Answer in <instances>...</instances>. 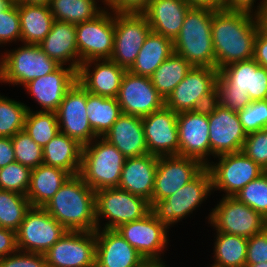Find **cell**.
Masks as SVG:
<instances>
[{
	"label": "cell",
	"instance_id": "cell-15",
	"mask_svg": "<svg viewBox=\"0 0 267 267\" xmlns=\"http://www.w3.org/2000/svg\"><path fill=\"white\" fill-rule=\"evenodd\" d=\"M210 155L214 157L242 150L247 137L237 112L215 101L208 107Z\"/></svg>",
	"mask_w": 267,
	"mask_h": 267
},
{
	"label": "cell",
	"instance_id": "cell-48",
	"mask_svg": "<svg viewBox=\"0 0 267 267\" xmlns=\"http://www.w3.org/2000/svg\"><path fill=\"white\" fill-rule=\"evenodd\" d=\"M260 262H267V227L248 239L245 265H255Z\"/></svg>",
	"mask_w": 267,
	"mask_h": 267
},
{
	"label": "cell",
	"instance_id": "cell-54",
	"mask_svg": "<svg viewBox=\"0 0 267 267\" xmlns=\"http://www.w3.org/2000/svg\"><path fill=\"white\" fill-rule=\"evenodd\" d=\"M13 162H15V154L12 139L0 137V168Z\"/></svg>",
	"mask_w": 267,
	"mask_h": 267
},
{
	"label": "cell",
	"instance_id": "cell-3",
	"mask_svg": "<svg viewBox=\"0 0 267 267\" xmlns=\"http://www.w3.org/2000/svg\"><path fill=\"white\" fill-rule=\"evenodd\" d=\"M213 12L209 8L191 7L173 41L174 52L184 57L193 67L215 68Z\"/></svg>",
	"mask_w": 267,
	"mask_h": 267
},
{
	"label": "cell",
	"instance_id": "cell-35",
	"mask_svg": "<svg viewBox=\"0 0 267 267\" xmlns=\"http://www.w3.org/2000/svg\"><path fill=\"white\" fill-rule=\"evenodd\" d=\"M214 239V263L210 267H245L247 238L216 231Z\"/></svg>",
	"mask_w": 267,
	"mask_h": 267
},
{
	"label": "cell",
	"instance_id": "cell-56",
	"mask_svg": "<svg viewBox=\"0 0 267 267\" xmlns=\"http://www.w3.org/2000/svg\"><path fill=\"white\" fill-rule=\"evenodd\" d=\"M19 3L48 5L50 0H19Z\"/></svg>",
	"mask_w": 267,
	"mask_h": 267
},
{
	"label": "cell",
	"instance_id": "cell-21",
	"mask_svg": "<svg viewBox=\"0 0 267 267\" xmlns=\"http://www.w3.org/2000/svg\"><path fill=\"white\" fill-rule=\"evenodd\" d=\"M116 99L122 113L141 118L165 106V100L153 86L150 77L137 76L129 71L123 76Z\"/></svg>",
	"mask_w": 267,
	"mask_h": 267
},
{
	"label": "cell",
	"instance_id": "cell-14",
	"mask_svg": "<svg viewBox=\"0 0 267 267\" xmlns=\"http://www.w3.org/2000/svg\"><path fill=\"white\" fill-rule=\"evenodd\" d=\"M106 9L93 20L75 24L80 65L90 60L110 59L112 56L114 12Z\"/></svg>",
	"mask_w": 267,
	"mask_h": 267
},
{
	"label": "cell",
	"instance_id": "cell-12",
	"mask_svg": "<svg viewBox=\"0 0 267 267\" xmlns=\"http://www.w3.org/2000/svg\"><path fill=\"white\" fill-rule=\"evenodd\" d=\"M68 230L43 207H31L16 231L17 248L46 253Z\"/></svg>",
	"mask_w": 267,
	"mask_h": 267
},
{
	"label": "cell",
	"instance_id": "cell-52",
	"mask_svg": "<svg viewBox=\"0 0 267 267\" xmlns=\"http://www.w3.org/2000/svg\"><path fill=\"white\" fill-rule=\"evenodd\" d=\"M17 250L16 231L0 227V258L9 256Z\"/></svg>",
	"mask_w": 267,
	"mask_h": 267
},
{
	"label": "cell",
	"instance_id": "cell-33",
	"mask_svg": "<svg viewBox=\"0 0 267 267\" xmlns=\"http://www.w3.org/2000/svg\"><path fill=\"white\" fill-rule=\"evenodd\" d=\"M173 52L172 40L151 31L128 71L137 76L150 77Z\"/></svg>",
	"mask_w": 267,
	"mask_h": 267
},
{
	"label": "cell",
	"instance_id": "cell-46",
	"mask_svg": "<svg viewBox=\"0 0 267 267\" xmlns=\"http://www.w3.org/2000/svg\"><path fill=\"white\" fill-rule=\"evenodd\" d=\"M241 151L267 171V129L247 134Z\"/></svg>",
	"mask_w": 267,
	"mask_h": 267
},
{
	"label": "cell",
	"instance_id": "cell-45",
	"mask_svg": "<svg viewBox=\"0 0 267 267\" xmlns=\"http://www.w3.org/2000/svg\"><path fill=\"white\" fill-rule=\"evenodd\" d=\"M21 41L18 3H11L0 13V46Z\"/></svg>",
	"mask_w": 267,
	"mask_h": 267
},
{
	"label": "cell",
	"instance_id": "cell-37",
	"mask_svg": "<svg viewBox=\"0 0 267 267\" xmlns=\"http://www.w3.org/2000/svg\"><path fill=\"white\" fill-rule=\"evenodd\" d=\"M97 0H50L49 8L55 20L77 24L90 21L101 14L105 7Z\"/></svg>",
	"mask_w": 267,
	"mask_h": 267
},
{
	"label": "cell",
	"instance_id": "cell-11",
	"mask_svg": "<svg viewBox=\"0 0 267 267\" xmlns=\"http://www.w3.org/2000/svg\"><path fill=\"white\" fill-rule=\"evenodd\" d=\"M151 31L142 13L114 12V48L110 60L128 71Z\"/></svg>",
	"mask_w": 267,
	"mask_h": 267
},
{
	"label": "cell",
	"instance_id": "cell-2",
	"mask_svg": "<svg viewBox=\"0 0 267 267\" xmlns=\"http://www.w3.org/2000/svg\"><path fill=\"white\" fill-rule=\"evenodd\" d=\"M43 208L68 231L97 230L95 191L79 175L70 176Z\"/></svg>",
	"mask_w": 267,
	"mask_h": 267
},
{
	"label": "cell",
	"instance_id": "cell-27",
	"mask_svg": "<svg viewBox=\"0 0 267 267\" xmlns=\"http://www.w3.org/2000/svg\"><path fill=\"white\" fill-rule=\"evenodd\" d=\"M190 8L186 0H151L141 13L153 32L174 41Z\"/></svg>",
	"mask_w": 267,
	"mask_h": 267
},
{
	"label": "cell",
	"instance_id": "cell-16",
	"mask_svg": "<svg viewBox=\"0 0 267 267\" xmlns=\"http://www.w3.org/2000/svg\"><path fill=\"white\" fill-rule=\"evenodd\" d=\"M44 255L47 267H95L96 231H67Z\"/></svg>",
	"mask_w": 267,
	"mask_h": 267
},
{
	"label": "cell",
	"instance_id": "cell-8",
	"mask_svg": "<svg viewBox=\"0 0 267 267\" xmlns=\"http://www.w3.org/2000/svg\"><path fill=\"white\" fill-rule=\"evenodd\" d=\"M212 191L211 174L205 167L193 180L174 194L157 201L151 207V211L170 228L198 209Z\"/></svg>",
	"mask_w": 267,
	"mask_h": 267
},
{
	"label": "cell",
	"instance_id": "cell-38",
	"mask_svg": "<svg viewBox=\"0 0 267 267\" xmlns=\"http://www.w3.org/2000/svg\"><path fill=\"white\" fill-rule=\"evenodd\" d=\"M23 130L43 148L60 133L56 112L28 109Z\"/></svg>",
	"mask_w": 267,
	"mask_h": 267
},
{
	"label": "cell",
	"instance_id": "cell-1",
	"mask_svg": "<svg viewBox=\"0 0 267 267\" xmlns=\"http://www.w3.org/2000/svg\"><path fill=\"white\" fill-rule=\"evenodd\" d=\"M262 26L261 16L236 10H215L212 16V40L215 68L253 59L254 40Z\"/></svg>",
	"mask_w": 267,
	"mask_h": 267
},
{
	"label": "cell",
	"instance_id": "cell-53",
	"mask_svg": "<svg viewBox=\"0 0 267 267\" xmlns=\"http://www.w3.org/2000/svg\"><path fill=\"white\" fill-rule=\"evenodd\" d=\"M151 0H114L107 7L113 12H136L141 13Z\"/></svg>",
	"mask_w": 267,
	"mask_h": 267
},
{
	"label": "cell",
	"instance_id": "cell-47",
	"mask_svg": "<svg viewBox=\"0 0 267 267\" xmlns=\"http://www.w3.org/2000/svg\"><path fill=\"white\" fill-rule=\"evenodd\" d=\"M0 267H47L45 255L17 250L0 258Z\"/></svg>",
	"mask_w": 267,
	"mask_h": 267
},
{
	"label": "cell",
	"instance_id": "cell-20",
	"mask_svg": "<svg viewBox=\"0 0 267 267\" xmlns=\"http://www.w3.org/2000/svg\"><path fill=\"white\" fill-rule=\"evenodd\" d=\"M205 166L198 160L180 156H159L155 173L152 206L174 194L193 180Z\"/></svg>",
	"mask_w": 267,
	"mask_h": 267
},
{
	"label": "cell",
	"instance_id": "cell-31",
	"mask_svg": "<svg viewBox=\"0 0 267 267\" xmlns=\"http://www.w3.org/2000/svg\"><path fill=\"white\" fill-rule=\"evenodd\" d=\"M70 176L63 169L45 164L32 169L26 193L31 207H44Z\"/></svg>",
	"mask_w": 267,
	"mask_h": 267
},
{
	"label": "cell",
	"instance_id": "cell-5",
	"mask_svg": "<svg viewBox=\"0 0 267 267\" xmlns=\"http://www.w3.org/2000/svg\"><path fill=\"white\" fill-rule=\"evenodd\" d=\"M16 48L0 55L1 83L24 87L35 78L52 73L60 66L39 45L23 44Z\"/></svg>",
	"mask_w": 267,
	"mask_h": 267
},
{
	"label": "cell",
	"instance_id": "cell-30",
	"mask_svg": "<svg viewBox=\"0 0 267 267\" xmlns=\"http://www.w3.org/2000/svg\"><path fill=\"white\" fill-rule=\"evenodd\" d=\"M82 150L78 141L60 132L43 147V164L79 175Z\"/></svg>",
	"mask_w": 267,
	"mask_h": 267
},
{
	"label": "cell",
	"instance_id": "cell-39",
	"mask_svg": "<svg viewBox=\"0 0 267 267\" xmlns=\"http://www.w3.org/2000/svg\"><path fill=\"white\" fill-rule=\"evenodd\" d=\"M30 208L29 199L25 195L0 190V227L17 231Z\"/></svg>",
	"mask_w": 267,
	"mask_h": 267
},
{
	"label": "cell",
	"instance_id": "cell-43",
	"mask_svg": "<svg viewBox=\"0 0 267 267\" xmlns=\"http://www.w3.org/2000/svg\"><path fill=\"white\" fill-rule=\"evenodd\" d=\"M31 169L19 162L0 168V190L14 191L26 196L30 184Z\"/></svg>",
	"mask_w": 267,
	"mask_h": 267
},
{
	"label": "cell",
	"instance_id": "cell-22",
	"mask_svg": "<svg viewBox=\"0 0 267 267\" xmlns=\"http://www.w3.org/2000/svg\"><path fill=\"white\" fill-rule=\"evenodd\" d=\"M148 153L156 156L179 155L177 113L164 106L142 118Z\"/></svg>",
	"mask_w": 267,
	"mask_h": 267
},
{
	"label": "cell",
	"instance_id": "cell-36",
	"mask_svg": "<svg viewBox=\"0 0 267 267\" xmlns=\"http://www.w3.org/2000/svg\"><path fill=\"white\" fill-rule=\"evenodd\" d=\"M193 66L179 54L173 52L150 76L153 86L164 100L185 78Z\"/></svg>",
	"mask_w": 267,
	"mask_h": 267
},
{
	"label": "cell",
	"instance_id": "cell-62",
	"mask_svg": "<svg viewBox=\"0 0 267 267\" xmlns=\"http://www.w3.org/2000/svg\"><path fill=\"white\" fill-rule=\"evenodd\" d=\"M11 3H19V0H9Z\"/></svg>",
	"mask_w": 267,
	"mask_h": 267
},
{
	"label": "cell",
	"instance_id": "cell-61",
	"mask_svg": "<svg viewBox=\"0 0 267 267\" xmlns=\"http://www.w3.org/2000/svg\"><path fill=\"white\" fill-rule=\"evenodd\" d=\"M97 1L99 2V0H97ZM113 1L114 0H102L101 2L103 3V5L105 6V9H106V7L107 6L109 7L112 4Z\"/></svg>",
	"mask_w": 267,
	"mask_h": 267
},
{
	"label": "cell",
	"instance_id": "cell-18",
	"mask_svg": "<svg viewBox=\"0 0 267 267\" xmlns=\"http://www.w3.org/2000/svg\"><path fill=\"white\" fill-rule=\"evenodd\" d=\"M216 91L247 92L252 101L267 99V69L254 59L228 64L219 70Z\"/></svg>",
	"mask_w": 267,
	"mask_h": 267
},
{
	"label": "cell",
	"instance_id": "cell-51",
	"mask_svg": "<svg viewBox=\"0 0 267 267\" xmlns=\"http://www.w3.org/2000/svg\"><path fill=\"white\" fill-rule=\"evenodd\" d=\"M253 59L267 69V29L262 25L254 40Z\"/></svg>",
	"mask_w": 267,
	"mask_h": 267
},
{
	"label": "cell",
	"instance_id": "cell-10",
	"mask_svg": "<svg viewBox=\"0 0 267 267\" xmlns=\"http://www.w3.org/2000/svg\"><path fill=\"white\" fill-rule=\"evenodd\" d=\"M218 162L206 166L211 174L212 190L223 191L226 196H234L249 182L265 172L256 162L242 151L215 157Z\"/></svg>",
	"mask_w": 267,
	"mask_h": 267
},
{
	"label": "cell",
	"instance_id": "cell-60",
	"mask_svg": "<svg viewBox=\"0 0 267 267\" xmlns=\"http://www.w3.org/2000/svg\"><path fill=\"white\" fill-rule=\"evenodd\" d=\"M245 267H267V262H260L255 265H245Z\"/></svg>",
	"mask_w": 267,
	"mask_h": 267
},
{
	"label": "cell",
	"instance_id": "cell-42",
	"mask_svg": "<svg viewBox=\"0 0 267 267\" xmlns=\"http://www.w3.org/2000/svg\"><path fill=\"white\" fill-rule=\"evenodd\" d=\"M15 161L31 170L43 164V148L23 131L11 137Z\"/></svg>",
	"mask_w": 267,
	"mask_h": 267
},
{
	"label": "cell",
	"instance_id": "cell-49",
	"mask_svg": "<svg viewBox=\"0 0 267 267\" xmlns=\"http://www.w3.org/2000/svg\"><path fill=\"white\" fill-rule=\"evenodd\" d=\"M215 102L220 106L227 107L231 111L238 112L249 105L252 100L247 92L216 91Z\"/></svg>",
	"mask_w": 267,
	"mask_h": 267
},
{
	"label": "cell",
	"instance_id": "cell-17",
	"mask_svg": "<svg viewBox=\"0 0 267 267\" xmlns=\"http://www.w3.org/2000/svg\"><path fill=\"white\" fill-rule=\"evenodd\" d=\"M86 103L87 90L76 82L66 92L56 111L60 132L75 139L82 146L98 137L89 124Z\"/></svg>",
	"mask_w": 267,
	"mask_h": 267
},
{
	"label": "cell",
	"instance_id": "cell-50",
	"mask_svg": "<svg viewBox=\"0 0 267 267\" xmlns=\"http://www.w3.org/2000/svg\"><path fill=\"white\" fill-rule=\"evenodd\" d=\"M255 3L256 0H224V9L244 11L261 16L267 6V0H260L256 9Z\"/></svg>",
	"mask_w": 267,
	"mask_h": 267
},
{
	"label": "cell",
	"instance_id": "cell-59",
	"mask_svg": "<svg viewBox=\"0 0 267 267\" xmlns=\"http://www.w3.org/2000/svg\"><path fill=\"white\" fill-rule=\"evenodd\" d=\"M262 25L267 29V6L261 15Z\"/></svg>",
	"mask_w": 267,
	"mask_h": 267
},
{
	"label": "cell",
	"instance_id": "cell-29",
	"mask_svg": "<svg viewBox=\"0 0 267 267\" xmlns=\"http://www.w3.org/2000/svg\"><path fill=\"white\" fill-rule=\"evenodd\" d=\"M103 138L126 158L148 154L141 117L122 113Z\"/></svg>",
	"mask_w": 267,
	"mask_h": 267
},
{
	"label": "cell",
	"instance_id": "cell-13",
	"mask_svg": "<svg viewBox=\"0 0 267 267\" xmlns=\"http://www.w3.org/2000/svg\"><path fill=\"white\" fill-rule=\"evenodd\" d=\"M116 230L147 263L165 262L161 254L169 241V228L152 211L139 220L120 225Z\"/></svg>",
	"mask_w": 267,
	"mask_h": 267
},
{
	"label": "cell",
	"instance_id": "cell-23",
	"mask_svg": "<svg viewBox=\"0 0 267 267\" xmlns=\"http://www.w3.org/2000/svg\"><path fill=\"white\" fill-rule=\"evenodd\" d=\"M76 82L77 72L69 66L60 65L52 73L35 78L24 87L37 101V105H40L39 111L56 112L66 92Z\"/></svg>",
	"mask_w": 267,
	"mask_h": 267
},
{
	"label": "cell",
	"instance_id": "cell-7",
	"mask_svg": "<svg viewBox=\"0 0 267 267\" xmlns=\"http://www.w3.org/2000/svg\"><path fill=\"white\" fill-rule=\"evenodd\" d=\"M219 70L212 67H193L165 100L173 112H190L207 108L215 101Z\"/></svg>",
	"mask_w": 267,
	"mask_h": 267
},
{
	"label": "cell",
	"instance_id": "cell-9",
	"mask_svg": "<svg viewBox=\"0 0 267 267\" xmlns=\"http://www.w3.org/2000/svg\"><path fill=\"white\" fill-rule=\"evenodd\" d=\"M208 214V223L216 231L251 238L267 227V219L234 196H222Z\"/></svg>",
	"mask_w": 267,
	"mask_h": 267
},
{
	"label": "cell",
	"instance_id": "cell-41",
	"mask_svg": "<svg viewBox=\"0 0 267 267\" xmlns=\"http://www.w3.org/2000/svg\"><path fill=\"white\" fill-rule=\"evenodd\" d=\"M234 197L267 219V171L249 182Z\"/></svg>",
	"mask_w": 267,
	"mask_h": 267
},
{
	"label": "cell",
	"instance_id": "cell-6",
	"mask_svg": "<svg viewBox=\"0 0 267 267\" xmlns=\"http://www.w3.org/2000/svg\"><path fill=\"white\" fill-rule=\"evenodd\" d=\"M95 209L97 229H116L143 218L151 211V206L145 198L113 187L95 191ZM104 217L107 222L102 227Z\"/></svg>",
	"mask_w": 267,
	"mask_h": 267
},
{
	"label": "cell",
	"instance_id": "cell-4",
	"mask_svg": "<svg viewBox=\"0 0 267 267\" xmlns=\"http://www.w3.org/2000/svg\"><path fill=\"white\" fill-rule=\"evenodd\" d=\"M126 157L103 137L84 145L79 176L94 191L119 186Z\"/></svg>",
	"mask_w": 267,
	"mask_h": 267
},
{
	"label": "cell",
	"instance_id": "cell-25",
	"mask_svg": "<svg viewBox=\"0 0 267 267\" xmlns=\"http://www.w3.org/2000/svg\"><path fill=\"white\" fill-rule=\"evenodd\" d=\"M126 71L110 59L90 60L80 65L77 82L89 93L116 98Z\"/></svg>",
	"mask_w": 267,
	"mask_h": 267
},
{
	"label": "cell",
	"instance_id": "cell-34",
	"mask_svg": "<svg viewBox=\"0 0 267 267\" xmlns=\"http://www.w3.org/2000/svg\"><path fill=\"white\" fill-rule=\"evenodd\" d=\"M89 124L98 137H103L122 114L116 98H107L87 91Z\"/></svg>",
	"mask_w": 267,
	"mask_h": 267
},
{
	"label": "cell",
	"instance_id": "cell-26",
	"mask_svg": "<svg viewBox=\"0 0 267 267\" xmlns=\"http://www.w3.org/2000/svg\"><path fill=\"white\" fill-rule=\"evenodd\" d=\"M157 165L158 156L149 153L126 158L118 188L145 198L152 207Z\"/></svg>",
	"mask_w": 267,
	"mask_h": 267
},
{
	"label": "cell",
	"instance_id": "cell-24",
	"mask_svg": "<svg viewBox=\"0 0 267 267\" xmlns=\"http://www.w3.org/2000/svg\"><path fill=\"white\" fill-rule=\"evenodd\" d=\"M146 264L116 229L96 230L95 267H144Z\"/></svg>",
	"mask_w": 267,
	"mask_h": 267
},
{
	"label": "cell",
	"instance_id": "cell-28",
	"mask_svg": "<svg viewBox=\"0 0 267 267\" xmlns=\"http://www.w3.org/2000/svg\"><path fill=\"white\" fill-rule=\"evenodd\" d=\"M45 54L59 65H66L78 72L80 57L76 44V26L66 21L55 20L51 31L39 44Z\"/></svg>",
	"mask_w": 267,
	"mask_h": 267
},
{
	"label": "cell",
	"instance_id": "cell-32",
	"mask_svg": "<svg viewBox=\"0 0 267 267\" xmlns=\"http://www.w3.org/2000/svg\"><path fill=\"white\" fill-rule=\"evenodd\" d=\"M21 42L39 45L51 31L55 21L49 5L18 3Z\"/></svg>",
	"mask_w": 267,
	"mask_h": 267
},
{
	"label": "cell",
	"instance_id": "cell-40",
	"mask_svg": "<svg viewBox=\"0 0 267 267\" xmlns=\"http://www.w3.org/2000/svg\"><path fill=\"white\" fill-rule=\"evenodd\" d=\"M29 106L0 95V137H13L23 131Z\"/></svg>",
	"mask_w": 267,
	"mask_h": 267
},
{
	"label": "cell",
	"instance_id": "cell-55",
	"mask_svg": "<svg viewBox=\"0 0 267 267\" xmlns=\"http://www.w3.org/2000/svg\"><path fill=\"white\" fill-rule=\"evenodd\" d=\"M191 7L209 8L215 10L224 9V0H186Z\"/></svg>",
	"mask_w": 267,
	"mask_h": 267
},
{
	"label": "cell",
	"instance_id": "cell-19",
	"mask_svg": "<svg viewBox=\"0 0 267 267\" xmlns=\"http://www.w3.org/2000/svg\"><path fill=\"white\" fill-rule=\"evenodd\" d=\"M177 126L179 155L196 159L206 167L210 161L208 108L178 113Z\"/></svg>",
	"mask_w": 267,
	"mask_h": 267
},
{
	"label": "cell",
	"instance_id": "cell-57",
	"mask_svg": "<svg viewBox=\"0 0 267 267\" xmlns=\"http://www.w3.org/2000/svg\"><path fill=\"white\" fill-rule=\"evenodd\" d=\"M144 267H167L165 265V262H152V263H147Z\"/></svg>",
	"mask_w": 267,
	"mask_h": 267
},
{
	"label": "cell",
	"instance_id": "cell-58",
	"mask_svg": "<svg viewBox=\"0 0 267 267\" xmlns=\"http://www.w3.org/2000/svg\"><path fill=\"white\" fill-rule=\"evenodd\" d=\"M11 2L9 0H0V13L5 10Z\"/></svg>",
	"mask_w": 267,
	"mask_h": 267
},
{
	"label": "cell",
	"instance_id": "cell-44",
	"mask_svg": "<svg viewBox=\"0 0 267 267\" xmlns=\"http://www.w3.org/2000/svg\"><path fill=\"white\" fill-rule=\"evenodd\" d=\"M237 114L247 134L267 129V99L252 101Z\"/></svg>",
	"mask_w": 267,
	"mask_h": 267
}]
</instances>
